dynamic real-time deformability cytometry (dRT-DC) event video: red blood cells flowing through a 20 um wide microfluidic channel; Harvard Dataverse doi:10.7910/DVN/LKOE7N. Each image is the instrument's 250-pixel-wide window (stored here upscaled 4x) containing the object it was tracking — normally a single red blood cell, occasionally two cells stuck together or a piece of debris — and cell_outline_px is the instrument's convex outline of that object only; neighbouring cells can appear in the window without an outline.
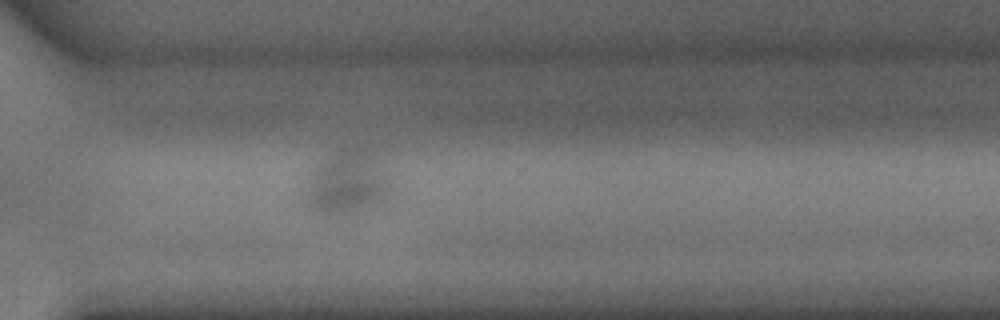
{"species": "common noctule bat (a hibernating species)", "species_latin": "Nyctalus noctula", "temperature_condition": "warm", "stored_images_in_passage": 36, "camera_frame_rate_fps": 3000, "um_per_image_px": 0.085, "animal": {"sex": "male", "body_mass_g": 15.6}, "frame": {"image": 1, "passage_image": 26, "time_ms": 8.333, "image_size_px": [1000, 320], "cell_outline_px": [[396, 152], [392, 192], [388, 196], [372, 204], [348, 212], [328, 216], [308, 208], [308, 180], [312, 168], [328, 152], [340, 148], [356, 144], [380, 144]], "centroid_in_image_um": [29.85, 15.19], "position_along_channel_um": 340.7, "area_um2": 35.84}}
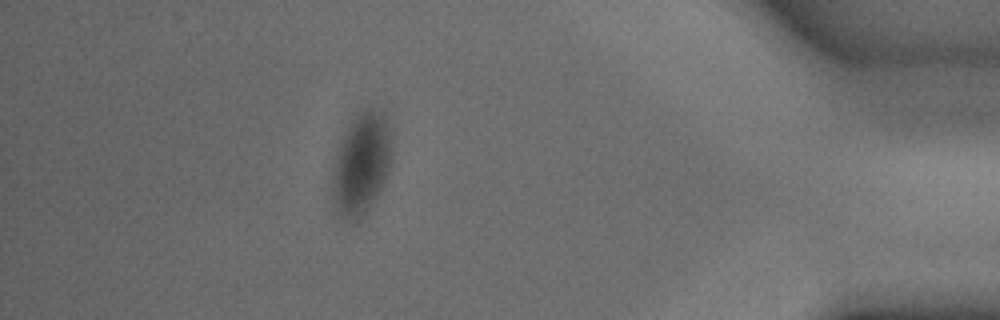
{"frame": {"image": 2, "passage_image": 32, "time_ms": 10.333, "image_size_px": [1000, 320], "cell_outline_px": [[392, 160], [380, 188], [368, 208], [356, 224], [348, 220], [340, 212], [336, 204], [332, 192], [332, 176], [336, 152], [344, 132], [356, 112], [360, 108], [368, 104], [384, 108], [392, 132]], "centroid_in_image_um": [30.76, 13.73], "position_along_channel_um": 404.4, "area_um2": 36.01}}